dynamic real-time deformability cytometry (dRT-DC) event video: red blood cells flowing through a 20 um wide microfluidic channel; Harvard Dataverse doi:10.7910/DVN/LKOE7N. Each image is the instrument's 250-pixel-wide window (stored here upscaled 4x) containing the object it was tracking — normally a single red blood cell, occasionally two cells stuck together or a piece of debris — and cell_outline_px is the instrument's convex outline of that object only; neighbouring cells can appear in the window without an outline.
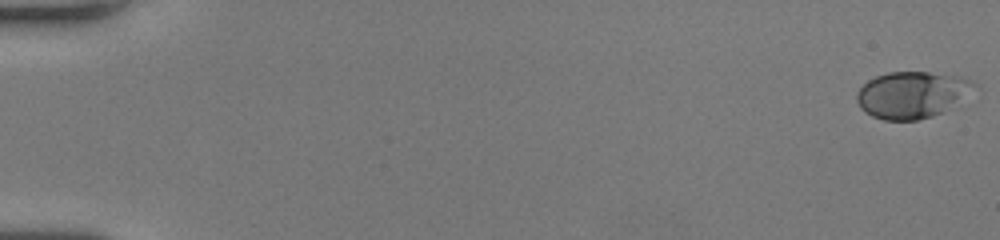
{"species": "human", "species_latin": "Homo sapiens", "temperature_condition": "room temperature", "stored_images_in_passage": 53, "camera_frame_rate_fps": 3000, "um_per_image_px": 0.085, "donor": {"sex": "female"}, "frame": {"image": 1, "passage_image": 1, "time_ms": 0.0, "image_size_px": [1000, 240], "cell_outline_px": [[980, 88], [944, 112], [932, 116], [916, 120], [884, 120], [872, 116], [864, 112], [860, 108], [856, 100], [856, 92], [868, 80], [876, 76], [888, 72], [928, 72], [960, 76], [980, 84]], "centroid_in_image_um": [77.57, 8.05], "position_along_channel_um": 7.4, "area_um2": 32.43}}
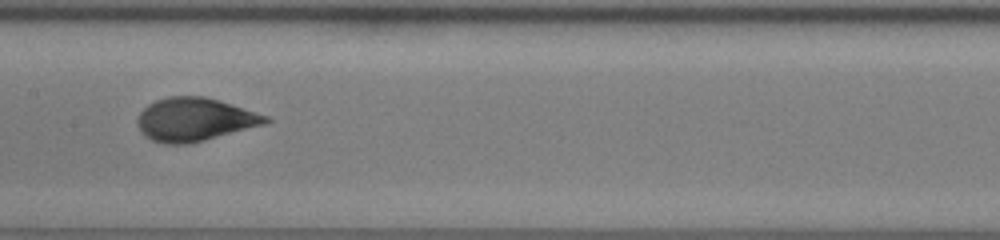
{"frame": {"image": 2, "passage_image": 29, "time_ms": 9.333, "image_size_px": [1000, 240], "cell_outline_px": [[272, 120], [264, 124], [204, 140], [188, 144], [164, 144], [152, 140], [144, 136], [136, 124], [136, 120], [140, 112], [148, 104], [156, 100], [168, 96], [204, 96], [268, 116]], "centroid_in_image_um": [16.48, 10.16], "position_along_channel_um": 190.9, "area_um2": 32.08}}
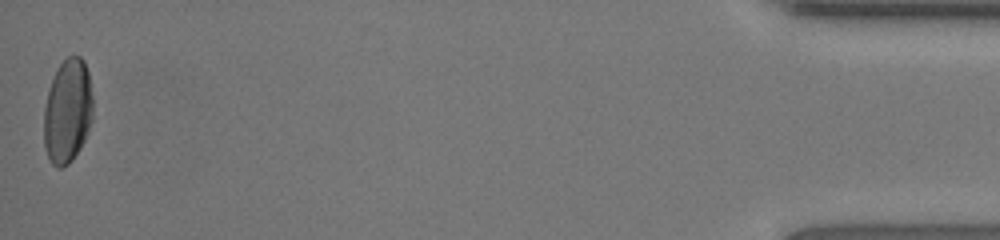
{"frame": {"image": 3, "passage_image": 53, "time_ms": 17.333, "image_size_px": [1000, 240], "cell_outline_px": [[92, 120], [88, 132], [80, 148], [72, 160], [68, 164], [60, 168], [56, 168], [52, 164], [44, 148], [44, 108], [48, 88], [60, 64], [68, 56], [80, 56], [84, 60], [88, 72], [92, 96]], "centroid_in_image_um": [5.74, 9.47], "position_along_channel_um": 429.5, "area_um2": 29.82}, "authors_computed_cell_mechanics": {"area_um2": 31.3276, "velocity_mm_per_s": 4.0836, "shape_relaxation_time_tau1_ms": 3.5984, "shape_relaxation_time_tau2_ms": null, "deformation_change_tau1": 0.1759, "deformation_change_tau2": null}}